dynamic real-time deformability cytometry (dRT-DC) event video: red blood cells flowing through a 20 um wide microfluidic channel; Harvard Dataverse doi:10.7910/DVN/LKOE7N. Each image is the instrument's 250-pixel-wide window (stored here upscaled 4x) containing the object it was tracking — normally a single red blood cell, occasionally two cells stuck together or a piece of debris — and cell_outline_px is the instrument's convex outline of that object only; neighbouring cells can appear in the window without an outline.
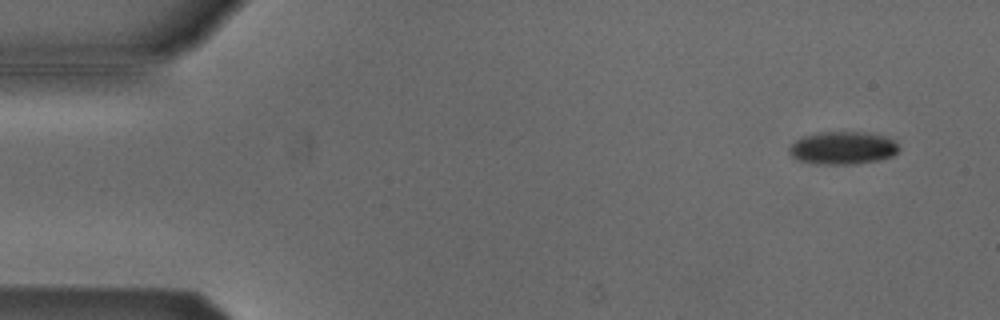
{"species": "Egyptian fruit bat (a non-hibernating species)", "species_latin": "Rousettus aegyptiacus", "temperature_condition": "cold", "stored_images_in_passage": 54, "camera_frame_rate_fps": 3000, "um_per_image_px": 0.085, "animal": {"sex": "male"}, "frame": {"image": 1, "passage_image": 4, "time_ms": 1.0, "image_size_px": [1000, 320], "cell_outline_px": [[900, 148], [892, 156], [880, 160], [856, 164], [816, 164], [796, 160], [788, 152], [788, 148], [796, 140], [804, 136], [816, 132], [868, 132], [884, 136], [892, 140]], "centroid_in_image_um": [71.6, 12.58], "position_along_channel_um": 13.4, "area_um2": 21.1}}
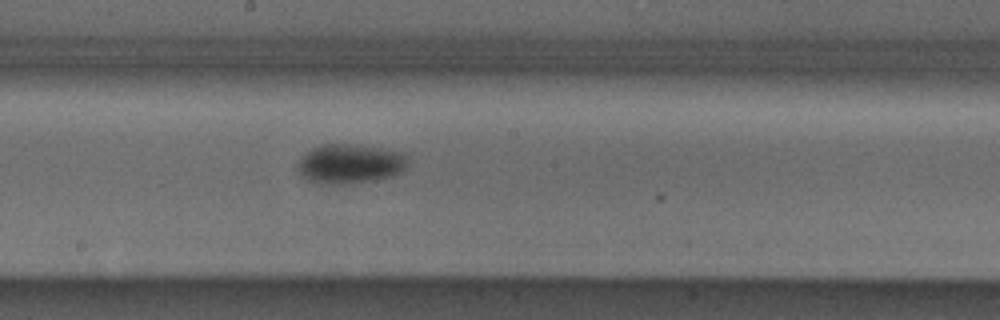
{"frame": {"image": 2, "passage_image": 29, "time_ms": 9.333, "image_size_px": [1000, 320], "cell_outline_px": [[408, 164], [400, 172], [392, 176], [376, 180], [352, 184], [316, 184], [308, 180], [296, 168], [300, 156], [312, 148], [324, 144], [352, 144], [408, 152]], "centroid_in_image_um": [29.77, 13.92], "position_along_channel_um": 218.4, "area_um2": 25.84}}
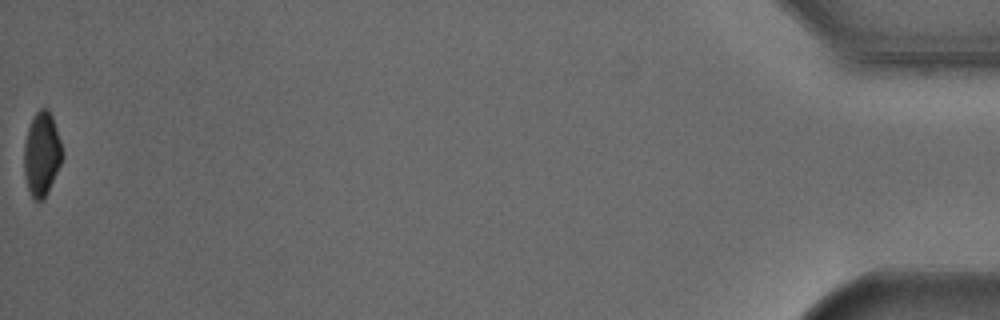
{"frame": {"image": 3, "passage_image": 54, "time_ms": 17.667, "image_size_px": [1000, 320], "cell_outline_px": [[64, 156], [48, 192], [40, 200], [36, 200], [32, 196], [28, 188], [24, 176], [24, 144], [28, 128], [36, 112], [40, 108], [48, 108], [52, 116], [64, 152]], "centroid_in_image_um": [3.56, 13.07], "position_along_channel_um": 431.6, "area_um2": 18.61}, "authors_computed_cell_mechanics": {"area_um2": 22.0218, "velocity_mm_per_s": 3.8226, "shape_relaxation_time_tau1_ms": 2.3399, "shape_relaxation_time_tau2_ms": null, "deformation_change_tau1": 0.0783, "deformation_change_tau2": null}}